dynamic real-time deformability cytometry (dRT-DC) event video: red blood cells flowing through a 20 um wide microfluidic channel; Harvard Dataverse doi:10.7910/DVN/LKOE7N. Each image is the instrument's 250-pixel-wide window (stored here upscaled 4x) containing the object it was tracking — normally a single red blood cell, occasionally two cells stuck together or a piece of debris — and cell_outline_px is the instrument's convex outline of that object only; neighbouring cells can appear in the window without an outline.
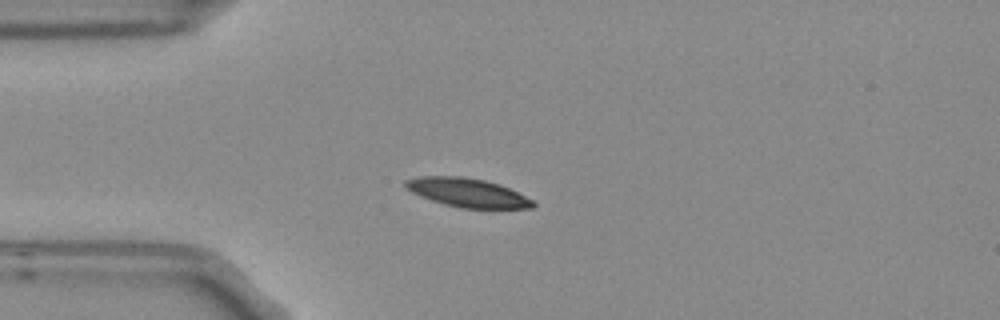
{"species": "Egyptian fruit bat (a non-hibernating species)", "species_latin": "Rousettus aegyptiacus", "temperature_condition": "room temperature", "stored_images_in_passage": 9, "camera_frame_rate_fps": 3000, "um_per_image_px": 0.085, "frame": {"image": 1, "passage_image": 3, "time_ms": 0.667, "image_size_px": [1000, 320], "cell_outline_px": [[536, 204], [532, 208], [460, 208], [444, 204], [420, 196], [412, 192], [404, 184], [404, 180], [420, 176], [460, 176], [484, 180], [500, 184], [532, 200]], "centroid_in_image_um": [39.71, 16.37], "position_along_channel_um": 45.3, "area_um2": 21.15}}
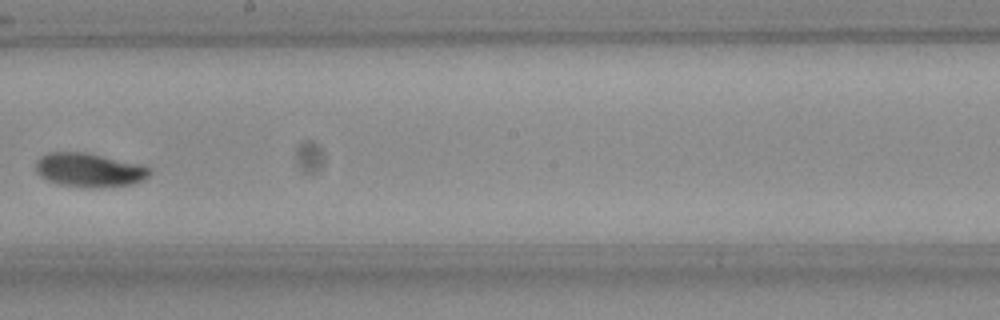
{"frame": {"image": 2, "passage_image": 8, "time_ms": 2.333, "image_size_px": [1000, 320], "cell_outline_px": [[152, 172], [144, 180], [132, 184], [92, 188], [60, 184], [48, 180], [40, 176], [36, 172], [36, 160], [40, 156], [48, 152], [84, 152], [140, 164], [152, 168]], "centroid_in_image_um": [7.59, 14.45], "position_along_channel_um": 240.6, "area_um2": 22.48}}
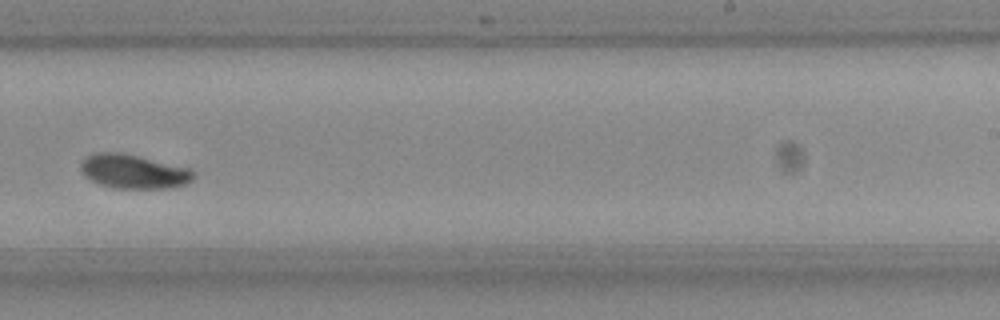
{"frame": {"image": 3, "passage_image": 9, "time_ms": 2.667, "image_size_px": [1000, 320], "cell_outline_px": [[196, 176], [192, 180], [184, 184], [172, 188], [116, 188], [100, 184], [84, 176], [80, 168], [80, 164], [88, 156], [96, 152], [120, 152], [188, 168], [196, 172]], "centroid_in_image_um": [11.36, 14.58], "position_along_channel_um": 277.6, "area_um2": 22.2}}